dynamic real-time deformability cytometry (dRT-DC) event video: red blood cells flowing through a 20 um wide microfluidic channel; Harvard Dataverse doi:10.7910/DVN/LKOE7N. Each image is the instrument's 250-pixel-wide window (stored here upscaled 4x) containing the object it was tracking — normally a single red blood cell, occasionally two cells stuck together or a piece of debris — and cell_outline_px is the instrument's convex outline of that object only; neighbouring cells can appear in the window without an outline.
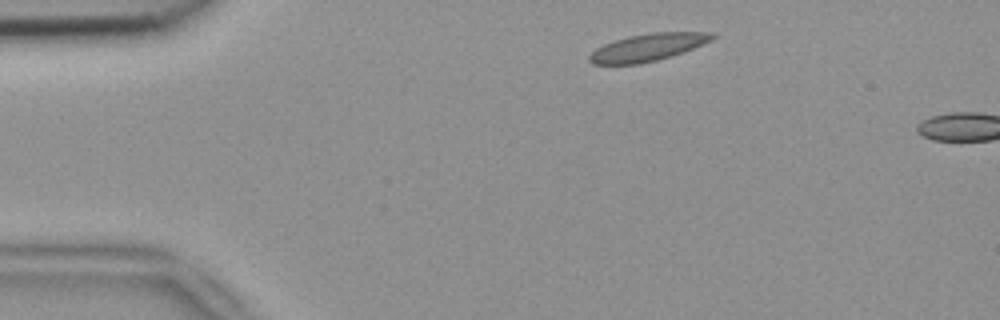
{"species": "common noctule bat (a hibernating species)", "species_latin": "Nyctalus noctula", "temperature_condition": "room temperature", "stored_images_in_passage": 2, "camera_frame_rate_fps": 3000, "um_per_image_px": 0.085, "animal": {"sex": "female", "body_mass_g": 18.4}, "frame": {"image": 1, "passage_image": 1, "time_ms": 0.0, "image_size_px": [1000, 320], "cell_outline_px": [[716, 36], [712, 40], [672, 56], [640, 64], [592, 64], [588, 60], [588, 56], [596, 48], [604, 44], [628, 36], [652, 32], [716, 32]], "centroid_in_image_um": [55.06, 4.02], "position_along_channel_um": 29.9, "area_um2": 19.54}}